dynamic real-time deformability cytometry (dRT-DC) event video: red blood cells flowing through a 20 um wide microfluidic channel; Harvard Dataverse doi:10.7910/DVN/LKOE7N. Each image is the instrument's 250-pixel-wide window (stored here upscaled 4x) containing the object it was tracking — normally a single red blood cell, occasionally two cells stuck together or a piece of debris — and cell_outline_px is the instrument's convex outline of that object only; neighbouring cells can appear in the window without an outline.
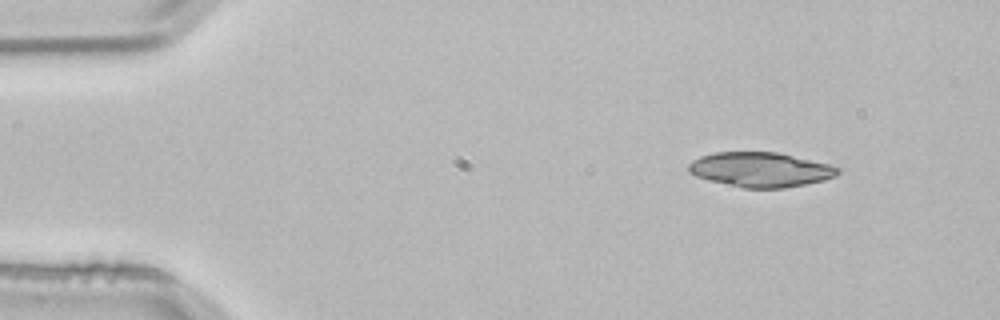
{"species": "common noctule bat (a hibernating species)", "species_latin": "Nyctalus noctula", "temperature_condition": "room temperature", "stored_images_in_passage": 3, "camera_frame_rate_fps": 3000, "um_per_image_px": 0.085, "animal": {"sex": "male", "body_mass_g": 21.5, "forearm_length_mm": 52.0}, "frame": {"image": 1, "passage_image": 1, "time_ms": 0.0, "image_size_px": [1000, 320], "cell_outline_px": [[840, 172], [836, 176], [824, 180], [784, 188], [744, 188], [708, 180], [696, 176], [688, 172], [688, 164], [692, 160], [700, 156], [716, 152], [780, 152], [828, 164], [840, 168]], "centroid_in_image_um": [64.63, 14.41], "position_along_channel_um": 20.4, "area_um2": 30.23}}